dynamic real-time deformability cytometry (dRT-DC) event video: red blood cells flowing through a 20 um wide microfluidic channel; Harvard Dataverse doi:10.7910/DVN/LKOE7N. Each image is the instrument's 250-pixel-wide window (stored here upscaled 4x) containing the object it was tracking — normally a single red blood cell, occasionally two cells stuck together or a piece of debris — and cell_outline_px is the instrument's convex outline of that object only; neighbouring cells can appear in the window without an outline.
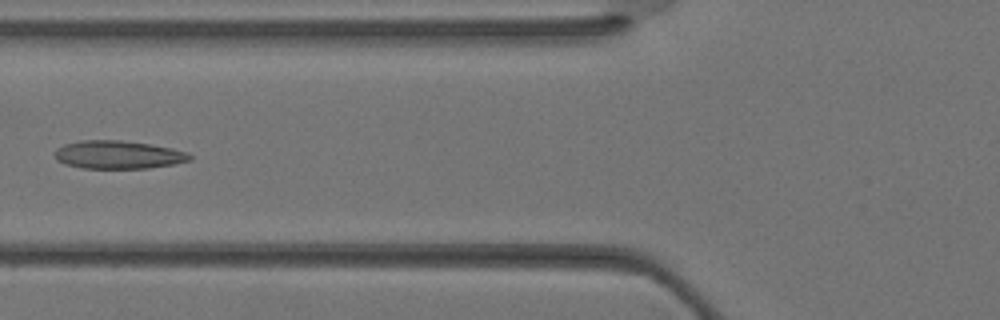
{"species": "Egyptian fruit bat (a non-hibernating species)", "species_latin": "Rousettus aegyptiacus", "temperature_condition": "warm", "stored_images_in_passage": 22, "camera_frame_rate_fps": 3000, "um_per_image_px": 0.085, "animal": {"sex": "female"}, "frame": {"image": 1, "passage_image": 4, "time_ms": 1.0, "image_size_px": [1000, 320], "cell_outline_px": [[192, 160], [172, 164], [148, 168], [80, 168], [64, 164], [56, 160], [56, 148], [64, 144], [80, 140], [120, 140], [148, 144], [172, 148], [188, 152], [192, 156]], "centroid_in_image_um": [10.03, 13.15], "position_along_channel_um": 115.8, "area_um2": 22.14}}
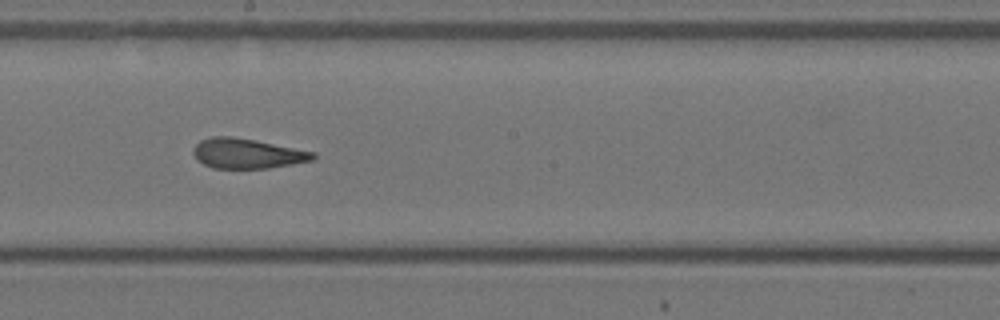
{"frame": {"image": 2, "passage_image": 10, "time_ms": 3.0, "image_size_px": [1000, 320], "cell_outline_px": [[316, 156], [312, 160], [292, 164], [268, 168], [212, 168], [196, 160], [192, 152], [192, 148], [200, 140], [212, 136], [232, 136], [256, 140], [316, 152]], "centroid_in_image_um": [20.98, 13.04], "position_along_channel_um": 227.2, "area_um2": 21.04}}
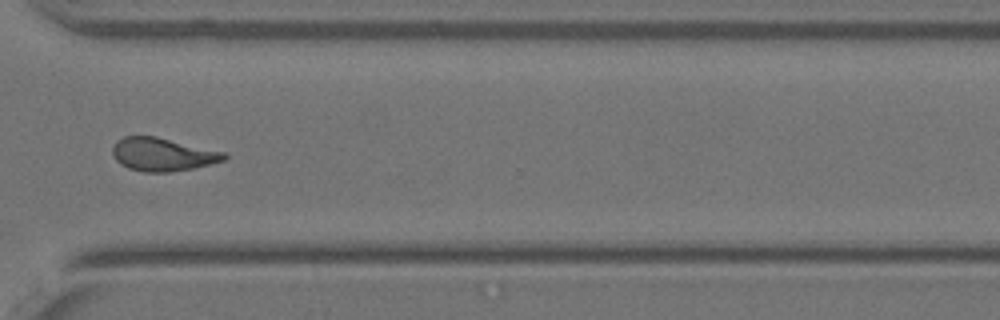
{"frame": {"image": 3, "passage_image": 17, "time_ms": 5.333, "image_size_px": [1000, 320], "cell_outline_px": [[228, 156], [224, 160], [192, 168], [168, 172], [144, 172], [128, 168], [120, 164], [116, 160], [112, 152], [112, 148], [116, 140], [124, 136], [156, 136], [224, 152]], "centroid_in_image_um": [13.77, 13.12], "position_along_channel_um": 356.8, "area_um2": 21.44}}